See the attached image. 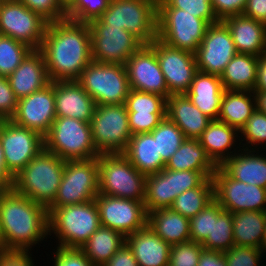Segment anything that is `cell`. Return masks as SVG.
<instances>
[{
  "label": "cell",
  "mask_w": 266,
  "mask_h": 266,
  "mask_svg": "<svg viewBox=\"0 0 266 266\" xmlns=\"http://www.w3.org/2000/svg\"><path fill=\"white\" fill-rule=\"evenodd\" d=\"M39 51L53 81H77L92 61L88 23L70 19L49 22Z\"/></svg>",
  "instance_id": "obj_1"
},
{
  "label": "cell",
  "mask_w": 266,
  "mask_h": 266,
  "mask_svg": "<svg viewBox=\"0 0 266 266\" xmlns=\"http://www.w3.org/2000/svg\"><path fill=\"white\" fill-rule=\"evenodd\" d=\"M0 227L3 250L29 251L48 236V211L13 189L0 192Z\"/></svg>",
  "instance_id": "obj_2"
},
{
  "label": "cell",
  "mask_w": 266,
  "mask_h": 266,
  "mask_svg": "<svg viewBox=\"0 0 266 266\" xmlns=\"http://www.w3.org/2000/svg\"><path fill=\"white\" fill-rule=\"evenodd\" d=\"M65 160L43 148L16 176L12 189L48 208L55 200Z\"/></svg>",
  "instance_id": "obj_3"
},
{
  "label": "cell",
  "mask_w": 266,
  "mask_h": 266,
  "mask_svg": "<svg viewBox=\"0 0 266 266\" xmlns=\"http://www.w3.org/2000/svg\"><path fill=\"white\" fill-rule=\"evenodd\" d=\"M49 235L56 234L59 245L81 248L101 226L95 200L63 207H48Z\"/></svg>",
  "instance_id": "obj_4"
},
{
  "label": "cell",
  "mask_w": 266,
  "mask_h": 266,
  "mask_svg": "<svg viewBox=\"0 0 266 266\" xmlns=\"http://www.w3.org/2000/svg\"><path fill=\"white\" fill-rule=\"evenodd\" d=\"M97 159L99 194L145 201L146 175L122 153L100 154Z\"/></svg>",
  "instance_id": "obj_5"
},
{
  "label": "cell",
  "mask_w": 266,
  "mask_h": 266,
  "mask_svg": "<svg viewBox=\"0 0 266 266\" xmlns=\"http://www.w3.org/2000/svg\"><path fill=\"white\" fill-rule=\"evenodd\" d=\"M98 19L127 30L143 45L157 38V0H110Z\"/></svg>",
  "instance_id": "obj_6"
},
{
  "label": "cell",
  "mask_w": 266,
  "mask_h": 266,
  "mask_svg": "<svg viewBox=\"0 0 266 266\" xmlns=\"http://www.w3.org/2000/svg\"><path fill=\"white\" fill-rule=\"evenodd\" d=\"M44 148L63 160L90 159L100 154L95 148L91 125L85 121L57 117L44 137Z\"/></svg>",
  "instance_id": "obj_7"
},
{
  "label": "cell",
  "mask_w": 266,
  "mask_h": 266,
  "mask_svg": "<svg viewBox=\"0 0 266 266\" xmlns=\"http://www.w3.org/2000/svg\"><path fill=\"white\" fill-rule=\"evenodd\" d=\"M77 82L96 105L125 104L130 91L125 65L91 61Z\"/></svg>",
  "instance_id": "obj_8"
},
{
  "label": "cell",
  "mask_w": 266,
  "mask_h": 266,
  "mask_svg": "<svg viewBox=\"0 0 266 266\" xmlns=\"http://www.w3.org/2000/svg\"><path fill=\"white\" fill-rule=\"evenodd\" d=\"M209 26L188 11L157 8V38L171 47L195 53Z\"/></svg>",
  "instance_id": "obj_9"
},
{
  "label": "cell",
  "mask_w": 266,
  "mask_h": 266,
  "mask_svg": "<svg viewBox=\"0 0 266 266\" xmlns=\"http://www.w3.org/2000/svg\"><path fill=\"white\" fill-rule=\"evenodd\" d=\"M98 159L65 160L64 172L54 202L63 207L95 200L99 194Z\"/></svg>",
  "instance_id": "obj_10"
},
{
  "label": "cell",
  "mask_w": 266,
  "mask_h": 266,
  "mask_svg": "<svg viewBox=\"0 0 266 266\" xmlns=\"http://www.w3.org/2000/svg\"><path fill=\"white\" fill-rule=\"evenodd\" d=\"M90 125L99 154L123 153L132 137L125 104L96 105Z\"/></svg>",
  "instance_id": "obj_11"
},
{
  "label": "cell",
  "mask_w": 266,
  "mask_h": 266,
  "mask_svg": "<svg viewBox=\"0 0 266 266\" xmlns=\"http://www.w3.org/2000/svg\"><path fill=\"white\" fill-rule=\"evenodd\" d=\"M91 35L92 61L125 65L143 44L121 27L104 25L99 19L88 23Z\"/></svg>",
  "instance_id": "obj_12"
},
{
  "label": "cell",
  "mask_w": 266,
  "mask_h": 266,
  "mask_svg": "<svg viewBox=\"0 0 266 266\" xmlns=\"http://www.w3.org/2000/svg\"><path fill=\"white\" fill-rule=\"evenodd\" d=\"M48 23L19 0L0 4V34L23 42L33 50L40 49Z\"/></svg>",
  "instance_id": "obj_13"
},
{
  "label": "cell",
  "mask_w": 266,
  "mask_h": 266,
  "mask_svg": "<svg viewBox=\"0 0 266 266\" xmlns=\"http://www.w3.org/2000/svg\"><path fill=\"white\" fill-rule=\"evenodd\" d=\"M214 199L229 212H266V189L231 178L220 166L212 176Z\"/></svg>",
  "instance_id": "obj_14"
},
{
  "label": "cell",
  "mask_w": 266,
  "mask_h": 266,
  "mask_svg": "<svg viewBox=\"0 0 266 266\" xmlns=\"http://www.w3.org/2000/svg\"><path fill=\"white\" fill-rule=\"evenodd\" d=\"M0 141L7 170L13 177L44 148V137L12 120L0 121Z\"/></svg>",
  "instance_id": "obj_15"
},
{
  "label": "cell",
  "mask_w": 266,
  "mask_h": 266,
  "mask_svg": "<svg viewBox=\"0 0 266 266\" xmlns=\"http://www.w3.org/2000/svg\"><path fill=\"white\" fill-rule=\"evenodd\" d=\"M149 45L156 53L169 94H186L198 71L195 54L171 47L158 38Z\"/></svg>",
  "instance_id": "obj_16"
},
{
  "label": "cell",
  "mask_w": 266,
  "mask_h": 266,
  "mask_svg": "<svg viewBox=\"0 0 266 266\" xmlns=\"http://www.w3.org/2000/svg\"><path fill=\"white\" fill-rule=\"evenodd\" d=\"M95 202L101 226L127 237L147 225L144 202L98 194Z\"/></svg>",
  "instance_id": "obj_17"
},
{
  "label": "cell",
  "mask_w": 266,
  "mask_h": 266,
  "mask_svg": "<svg viewBox=\"0 0 266 266\" xmlns=\"http://www.w3.org/2000/svg\"><path fill=\"white\" fill-rule=\"evenodd\" d=\"M237 53L226 25L222 21L211 24L194 53L197 69L201 72L220 76L226 65Z\"/></svg>",
  "instance_id": "obj_18"
},
{
  "label": "cell",
  "mask_w": 266,
  "mask_h": 266,
  "mask_svg": "<svg viewBox=\"0 0 266 266\" xmlns=\"http://www.w3.org/2000/svg\"><path fill=\"white\" fill-rule=\"evenodd\" d=\"M54 81L29 96L18 99L12 121L45 137L56 119Z\"/></svg>",
  "instance_id": "obj_19"
},
{
  "label": "cell",
  "mask_w": 266,
  "mask_h": 266,
  "mask_svg": "<svg viewBox=\"0 0 266 266\" xmlns=\"http://www.w3.org/2000/svg\"><path fill=\"white\" fill-rule=\"evenodd\" d=\"M130 89L160 95L170 94L154 49L142 45L125 63Z\"/></svg>",
  "instance_id": "obj_20"
},
{
  "label": "cell",
  "mask_w": 266,
  "mask_h": 266,
  "mask_svg": "<svg viewBox=\"0 0 266 266\" xmlns=\"http://www.w3.org/2000/svg\"><path fill=\"white\" fill-rule=\"evenodd\" d=\"M54 96L56 117L91 122L96 103L77 81H54Z\"/></svg>",
  "instance_id": "obj_21"
},
{
  "label": "cell",
  "mask_w": 266,
  "mask_h": 266,
  "mask_svg": "<svg viewBox=\"0 0 266 266\" xmlns=\"http://www.w3.org/2000/svg\"><path fill=\"white\" fill-rule=\"evenodd\" d=\"M7 79L17 99L29 96L51 83L43 54L39 50H32Z\"/></svg>",
  "instance_id": "obj_22"
},
{
  "label": "cell",
  "mask_w": 266,
  "mask_h": 266,
  "mask_svg": "<svg viewBox=\"0 0 266 266\" xmlns=\"http://www.w3.org/2000/svg\"><path fill=\"white\" fill-rule=\"evenodd\" d=\"M238 53L260 56L266 51V25L243 14L222 20Z\"/></svg>",
  "instance_id": "obj_23"
},
{
  "label": "cell",
  "mask_w": 266,
  "mask_h": 266,
  "mask_svg": "<svg viewBox=\"0 0 266 266\" xmlns=\"http://www.w3.org/2000/svg\"><path fill=\"white\" fill-rule=\"evenodd\" d=\"M166 117L177 125L186 139H199L212 121L186 94L170 95L166 99Z\"/></svg>",
  "instance_id": "obj_24"
},
{
  "label": "cell",
  "mask_w": 266,
  "mask_h": 266,
  "mask_svg": "<svg viewBox=\"0 0 266 266\" xmlns=\"http://www.w3.org/2000/svg\"><path fill=\"white\" fill-rule=\"evenodd\" d=\"M139 266H168L170 245L148 225L126 237Z\"/></svg>",
  "instance_id": "obj_25"
},
{
  "label": "cell",
  "mask_w": 266,
  "mask_h": 266,
  "mask_svg": "<svg viewBox=\"0 0 266 266\" xmlns=\"http://www.w3.org/2000/svg\"><path fill=\"white\" fill-rule=\"evenodd\" d=\"M224 87L219 75L197 71L186 95L212 120H218Z\"/></svg>",
  "instance_id": "obj_26"
},
{
  "label": "cell",
  "mask_w": 266,
  "mask_h": 266,
  "mask_svg": "<svg viewBox=\"0 0 266 266\" xmlns=\"http://www.w3.org/2000/svg\"><path fill=\"white\" fill-rule=\"evenodd\" d=\"M243 149V152L239 149L241 153L232 155L220 167L237 181L266 189V156L256 155L255 148L251 151V148L243 146Z\"/></svg>",
  "instance_id": "obj_27"
},
{
  "label": "cell",
  "mask_w": 266,
  "mask_h": 266,
  "mask_svg": "<svg viewBox=\"0 0 266 266\" xmlns=\"http://www.w3.org/2000/svg\"><path fill=\"white\" fill-rule=\"evenodd\" d=\"M122 154L146 176L165 169L166 163L158 154L157 140L150 133L132 135Z\"/></svg>",
  "instance_id": "obj_28"
},
{
  "label": "cell",
  "mask_w": 266,
  "mask_h": 266,
  "mask_svg": "<svg viewBox=\"0 0 266 266\" xmlns=\"http://www.w3.org/2000/svg\"><path fill=\"white\" fill-rule=\"evenodd\" d=\"M147 225L170 246L190 241L189 219L171 208L148 213Z\"/></svg>",
  "instance_id": "obj_29"
},
{
  "label": "cell",
  "mask_w": 266,
  "mask_h": 266,
  "mask_svg": "<svg viewBox=\"0 0 266 266\" xmlns=\"http://www.w3.org/2000/svg\"><path fill=\"white\" fill-rule=\"evenodd\" d=\"M237 133L239 131L236 128L219 120H212L203 131L199 138L200 144L217 167L221 166L232 154H236L229 150L235 145Z\"/></svg>",
  "instance_id": "obj_30"
},
{
  "label": "cell",
  "mask_w": 266,
  "mask_h": 266,
  "mask_svg": "<svg viewBox=\"0 0 266 266\" xmlns=\"http://www.w3.org/2000/svg\"><path fill=\"white\" fill-rule=\"evenodd\" d=\"M256 109L253 91L225 90L218 120L240 131Z\"/></svg>",
  "instance_id": "obj_31"
},
{
  "label": "cell",
  "mask_w": 266,
  "mask_h": 266,
  "mask_svg": "<svg viewBox=\"0 0 266 266\" xmlns=\"http://www.w3.org/2000/svg\"><path fill=\"white\" fill-rule=\"evenodd\" d=\"M258 56L237 53L220 75L225 90L253 91L256 83Z\"/></svg>",
  "instance_id": "obj_32"
},
{
  "label": "cell",
  "mask_w": 266,
  "mask_h": 266,
  "mask_svg": "<svg viewBox=\"0 0 266 266\" xmlns=\"http://www.w3.org/2000/svg\"><path fill=\"white\" fill-rule=\"evenodd\" d=\"M125 242L118 231L100 226L80 249L94 266H103Z\"/></svg>",
  "instance_id": "obj_33"
},
{
  "label": "cell",
  "mask_w": 266,
  "mask_h": 266,
  "mask_svg": "<svg viewBox=\"0 0 266 266\" xmlns=\"http://www.w3.org/2000/svg\"><path fill=\"white\" fill-rule=\"evenodd\" d=\"M233 240L237 246L261 249L264 237L266 212L245 211L232 214Z\"/></svg>",
  "instance_id": "obj_34"
},
{
  "label": "cell",
  "mask_w": 266,
  "mask_h": 266,
  "mask_svg": "<svg viewBox=\"0 0 266 266\" xmlns=\"http://www.w3.org/2000/svg\"><path fill=\"white\" fill-rule=\"evenodd\" d=\"M199 139H186L166 162V170L216 171Z\"/></svg>",
  "instance_id": "obj_35"
},
{
  "label": "cell",
  "mask_w": 266,
  "mask_h": 266,
  "mask_svg": "<svg viewBox=\"0 0 266 266\" xmlns=\"http://www.w3.org/2000/svg\"><path fill=\"white\" fill-rule=\"evenodd\" d=\"M176 197L173 177L166 169L146 176L144 205L147 214L156 209L170 208Z\"/></svg>",
  "instance_id": "obj_36"
},
{
  "label": "cell",
  "mask_w": 266,
  "mask_h": 266,
  "mask_svg": "<svg viewBox=\"0 0 266 266\" xmlns=\"http://www.w3.org/2000/svg\"><path fill=\"white\" fill-rule=\"evenodd\" d=\"M205 249L226 252L233 245V222L232 213L224 210L213 199V228L212 234L201 244Z\"/></svg>",
  "instance_id": "obj_37"
},
{
  "label": "cell",
  "mask_w": 266,
  "mask_h": 266,
  "mask_svg": "<svg viewBox=\"0 0 266 266\" xmlns=\"http://www.w3.org/2000/svg\"><path fill=\"white\" fill-rule=\"evenodd\" d=\"M214 199L212 178H207L199 187L186 190L178 195L171 209L191 219L203 210Z\"/></svg>",
  "instance_id": "obj_38"
},
{
  "label": "cell",
  "mask_w": 266,
  "mask_h": 266,
  "mask_svg": "<svg viewBox=\"0 0 266 266\" xmlns=\"http://www.w3.org/2000/svg\"><path fill=\"white\" fill-rule=\"evenodd\" d=\"M150 134L157 140L158 154L165 163L186 140L183 132L167 117Z\"/></svg>",
  "instance_id": "obj_39"
},
{
  "label": "cell",
  "mask_w": 266,
  "mask_h": 266,
  "mask_svg": "<svg viewBox=\"0 0 266 266\" xmlns=\"http://www.w3.org/2000/svg\"><path fill=\"white\" fill-rule=\"evenodd\" d=\"M32 50L25 43L0 34V75L12 74Z\"/></svg>",
  "instance_id": "obj_40"
},
{
  "label": "cell",
  "mask_w": 266,
  "mask_h": 266,
  "mask_svg": "<svg viewBox=\"0 0 266 266\" xmlns=\"http://www.w3.org/2000/svg\"><path fill=\"white\" fill-rule=\"evenodd\" d=\"M127 112L166 113V99L160 95L130 89L125 101Z\"/></svg>",
  "instance_id": "obj_41"
},
{
  "label": "cell",
  "mask_w": 266,
  "mask_h": 266,
  "mask_svg": "<svg viewBox=\"0 0 266 266\" xmlns=\"http://www.w3.org/2000/svg\"><path fill=\"white\" fill-rule=\"evenodd\" d=\"M110 0H74L66 8V18L89 23L98 19L108 8Z\"/></svg>",
  "instance_id": "obj_42"
},
{
  "label": "cell",
  "mask_w": 266,
  "mask_h": 266,
  "mask_svg": "<svg viewBox=\"0 0 266 266\" xmlns=\"http://www.w3.org/2000/svg\"><path fill=\"white\" fill-rule=\"evenodd\" d=\"M157 8H178L204 19L210 25L219 22L210 0H157Z\"/></svg>",
  "instance_id": "obj_43"
},
{
  "label": "cell",
  "mask_w": 266,
  "mask_h": 266,
  "mask_svg": "<svg viewBox=\"0 0 266 266\" xmlns=\"http://www.w3.org/2000/svg\"><path fill=\"white\" fill-rule=\"evenodd\" d=\"M203 246L195 241H188L170 247L168 266H197Z\"/></svg>",
  "instance_id": "obj_44"
},
{
  "label": "cell",
  "mask_w": 266,
  "mask_h": 266,
  "mask_svg": "<svg viewBox=\"0 0 266 266\" xmlns=\"http://www.w3.org/2000/svg\"><path fill=\"white\" fill-rule=\"evenodd\" d=\"M190 241L202 244L212 234L213 200L196 216L189 219Z\"/></svg>",
  "instance_id": "obj_45"
},
{
  "label": "cell",
  "mask_w": 266,
  "mask_h": 266,
  "mask_svg": "<svg viewBox=\"0 0 266 266\" xmlns=\"http://www.w3.org/2000/svg\"><path fill=\"white\" fill-rule=\"evenodd\" d=\"M173 177L176 196L182 192L199 187L207 178H212L215 171L167 170Z\"/></svg>",
  "instance_id": "obj_46"
},
{
  "label": "cell",
  "mask_w": 266,
  "mask_h": 266,
  "mask_svg": "<svg viewBox=\"0 0 266 266\" xmlns=\"http://www.w3.org/2000/svg\"><path fill=\"white\" fill-rule=\"evenodd\" d=\"M263 251L251 246L233 245L224 252L227 266H259Z\"/></svg>",
  "instance_id": "obj_47"
},
{
  "label": "cell",
  "mask_w": 266,
  "mask_h": 266,
  "mask_svg": "<svg viewBox=\"0 0 266 266\" xmlns=\"http://www.w3.org/2000/svg\"><path fill=\"white\" fill-rule=\"evenodd\" d=\"M33 12L41 15L48 22L66 18V8L60 0H19Z\"/></svg>",
  "instance_id": "obj_48"
},
{
  "label": "cell",
  "mask_w": 266,
  "mask_h": 266,
  "mask_svg": "<svg viewBox=\"0 0 266 266\" xmlns=\"http://www.w3.org/2000/svg\"><path fill=\"white\" fill-rule=\"evenodd\" d=\"M239 133L243 134L244 140L253 145H264L266 142V114L259 112L257 109L247 120ZM266 145V143H265Z\"/></svg>",
  "instance_id": "obj_49"
},
{
  "label": "cell",
  "mask_w": 266,
  "mask_h": 266,
  "mask_svg": "<svg viewBox=\"0 0 266 266\" xmlns=\"http://www.w3.org/2000/svg\"><path fill=\"white\" fill-rule=\"evenodd\" d=\"M166 117V113L137 114L128 112L129 129L132 133H150Z\"/></svg>",
  "instance_id": "obj_50"
},
{
  "label": "cell",
  "mask_w": 266,
  "mask_h": 266,
  "mask_svg": "<svg viewBox=\"0 0 266 266\" xmlns=\"http://www.w3.org/2000/svg\"><path fill=\"white\" fill-rule=\"evenodd\" d=\"M54 255V266H94L80 248L58 246Z\"/></svg>",
  "instance_id": "obj_51"
},
{
  "label": "cell",
  "mask_w": 266,
  "mask_h": 266,
  "mask_svg": "<svg viewBox=\"0 0 266 266\" xmlns=\"http://www.w3.org/2000/svg\"><path fill=\"white\" fill-rule=\"evenodd\" d=\"M17 103L18 99L7 77L0 75V121L12 119L17 110Z\"/></svg>",
  "instance_id": "obj_52"
},
{
  "label": "cell",
  "mask_w": 266,
  "mask_h": 266,
  "mask_svg": "<svg viewBox=\"0 0 266 266\" xmlns=\"http://www.w3.org/2000/svg\"><path fill=\"white\" fill-rule=\"evenodd\" d=\"M215 16L219 21L243 14L247 0H210Z\"/></svg>",
  "instance_id": "obj_53"
},
{
  "label": "cell",
  "mask_w": 266,
  "mask_h": 266,
  "mask_svg": "<svg viewBox=\"0 0 266 266\" xmlns=\"http://www.w3.org/2000/svg\"><path fill=\"white\" fill-rule=\"evenodd\" d=\"M30 255L28 251L0 250V266H33Z\"/></svg>",
  "instance_id": "obj_54"
},
{
  "label": "cell",
  "mask_w": 266,
  "mask_h": 266,
  "mask_svg": "<svg viewBox=\"0 0 266 266\" xmlns=\"http://www.w3.org/2000/svg\"><path fill=\"white\" fill-rule=\"evenodd\" d=\"M103 266H139L131 247L125 242Z\"/></svg>",
  "instance_id": "obj_55"
},
{
  "label": "cell",
  "mask_w": 266,
  "mask_h": 266,
  "mask_svg": "<svg viewBox=\"0 0 266 266\" xmlns=\"http://www.w3.org/2000/svg\"><path fill=\"white\" fill-rule=\"evenodd\" d=\"M243 15L266 25V0H247Z\"/></svg>",
  "instance_id": "obj_56"
},
{
  "label": "cell",
  "mask_w": 266,
  "mask_h": 266,
  "mask_svg": "<svg viewBox=\"0 0 266 266\" xmlns=\"http://www.w3.org/2000/svg\"><path fill=\"white\" fill-rule=\"evenodd\" d=\"M197 266H227L223 252L203 248Z\"/></svg>",
  "instance_id": "obj_57"
},
{
  "label": "cell",
  "mask_w": 266,
  "mask_h": 266,
  "mask_svg": "<svg viewBox=\"0 0 266 266\" xmlns=\"http://www.w3.org/2000/svg\"><path fill=\"white\" fill-rule=\"evenodd\" d=\"M14 177L8 172L3 147L0 141V192L12 189Z\"/></svg>",
  "instance_id": "obj_58"
},
{
  "label": "cell",
  "mask_w": 266,
  "mask_h": 266,
  "mask_svg": "<svg viewBox=\"0 0 266 266\" xmlns=\"http://www.w3.org/2000/svg\"><path fill=\"white\" fill-rule=\"evenodd\" d=\"M253 92H266V54L258 57L256 83Z\"/></svg>",
  "instance_id": "obj_59"
},
{
  "label": "cell",
  "mask_w": 266,
  "mask_h": 266,
  "mask_svg": "<svg viewBox=\"0 0 266 266\" xmlns=\"http://www.w3.org/2000/svg\"><path fill=\"white\" fill-rule=\"evenodd\" d=\"M256 98V108L259 112L266 114V92H253Z\"/></svg>",
  "instance_id": "obj_60"
},
{
  "label": "cell",
  "mask_w": 266,
  "mask_h": 266,
  "mask_svg": "<svg viewBox=\"0 0 266 266\" xmlns=\"http://www.w3.org/2000/svg\"><path fill=\"white\" fill-rule=\"evenodd\" d=\"M261 250L263 251V253L266 251V222L264 227V237L262 240Z\"/></svg>",
  "instance_id": "obj_61"
},
{
  "label": "cell",
  "mask_w": 266,
  "mask_h": 266,
  "mask_svg": "<svg viewBox=\"0 0 266 266\" xmlns=\"http://www.w3.org/2000/svg\"><path fill=\"white\" fill-rule=\"evenodd\" d=\"M62 4L67 8L74 0H60Z\"/></svg>",
  "instance_id": "obj_62"
},
{
  "label": "cell",
  "mask_w": 266,
  "mask_h": 266,
  "mask_svg": "<svg viewBox=\"0 0 266 266\" xmlns=\"http://www.w3.org/2000/svg\"><path fill=\"white\" fill-rule=\"evenodd\" d=\"M0 250H3V236L1 233V227H0Z\"/></svg>",
  "instance_id": "obj_63"
}]
</instances>
